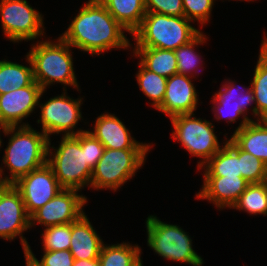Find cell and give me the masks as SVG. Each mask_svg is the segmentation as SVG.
I'll use <instances>...</instances> for the list:
<instances>
[{"mask_svg": "<svg viewBox=\"0 0 267 266\" xmlns=\"http://www.w3.org/2000/svg\"><path fill=\"white\" fill-rule=\"evenodd\" d=\"M206 39V35L200 31L191 41L174 50L178 74L195 77L194 75L198 73L196 67L202 63L199 53L197 54L195 51V47L205 43Z\"/></svg>", "mask_w": 267, "mask_h": 266, "instance_id": "obj_29", "label": "cell"}, {"mask_svg": "<svg viewBox=\"0 0 267 266\" xmlns=\"http://www.w3.org/2000/svg\"><path fill=\"white\" fill-rule=\"evenodd\" d=\"M48 141L47 164L64 189L81 190L90 187L93 170L87 164L86 148L74 136H62L57 148Z\"/></svg>", "mask_w": 267, "mask_h": 266, "instance_id": "obj_5", "label": "cell"}, {"mask_svg": "<svg viewBox=\"0 0 267 266\" xmlns=\"http://www.w3.org/2000/svg\"><path fill=\"white\" fill-rule=\"evenodd\" d=\"M227 80L224 82L225 84L222 85L221 89L217 93H214L211 101L214 104L212 110L215 113L214 118L216 120H221L223 117H225L227 120H229L227 121L228 123L236 122L237 118L242 115V121L237 129H235L236 131L253 121V119L246 115L248 113L247 111L249 110L248 106H252V102L255 104V98L251 87L246 88L244 86L243 90L246 89V91H243L242 93L241 88L238 90L239 88L235 86L236 84H234V82L236 83V81H231L229 79ZM237 91H240L241 94H238Z\"/></svg>", "mask_w": 267, "mask_h": 266, "instance_id": "obj_15", "label": "cell"}, {"mask_svg": "<svg viewBox=\"0 0 267 266\" xmlns=\"http://www.w3.org/2000/svg\"><path fill=\"white\" fill-rule=\"evenodd\" d=\"M142 260L136 266H143Z\"/></svg>", "mask_w": 267, "mask_h": 266, "instance_id": "obj_39", "label": "cell"}, {"mask_svg": "<svg viewBox=\"0 0 267 266\" xmlns=\"http://www.w3.org/2000/svg\"><path fill=\"white\" fill-rule=\"evenodd\" d=\"M122 27L96 0H88L60 36L73 48L99 55L112 49L131 47Z\"/></svg>", "mask_w": 267, "mask_h": 266, "instance_id": "obj_1", "label": "cell"}, {"mask_svg": "<svg viewBox=\"0 0 267 266\" xmlns=\"http://www.w3.org/2000/svg\"><path fill=\"white\" fill-rule=\"evenodd\" d=\"M71 48L61 37L57 42L42 40L32 44L27 55L32 63L34 81L43 90L53 83H61L65 90L66 85L79 89Z\"/></svg>", "mask_w": 267, "mask_h": 266, "instance_id": "obj_3", "label": "cell"}, {"mask_svg": "<svg viewBox=\"0 0 267 266\" xmlns=\"http://www.w3.org/2000/svg\"><path fill=\"white\" fill-rule=\"evenodd\" d=\"M95 121L93 131L88 130V132L106 149H150L152 147L147 143L136 141L115 114L103 113Z\"/></svg>", "mask_w": 267, "mask_h": 266, "instance_id": "obj_17", "label": "cell"}, {"mask_svg": "<svg viewBox=\"0 0 267 266\" xmlns=\"http://www.w3.org/2000/svg\"><path fill=\"white\" fill-rule=\"evenodd\" d=\"M146 12L169 16H185L182 0H145Z\"/></svg>", "mask_w": 267, "mask_h": 266, "instance_id": "obj_35", "label": "cell"}, {"mask_svg": "<svg viewBox=\"0 0 267 266\" xmlns=\"http://www.w3.org/2000/svg\"><path fill=\"white\" fill-rule=\"evenodd\" d=\"M60 96L50 98L46 103H38L41 115L37 121L41 122L42 132L50 140V135L61 134L63 136H75L86 130L80 129L74 131L78 121L82 119L81 104L83 98L73 99L67 96L66 90L63 89Z\"/></svg>", "mask_w": 267, "mask_h": 266, "instance_id": "obj_10", "label": "cell"}, {"mask_svg": "<svg viewBox=\"0 0 267 266\" xmlns=\"http://www.w3.org/2000/svg\"><path fill=\"white\" fill-rule=\"evenodd\" d=\"M44 92L34 81L30 86L0 94V125L9 127L23 123L21 126H29L22 121L33 113Z\"/></svg>", "mask_w": 267, "mask_h": 266, "instance_id": "obj_14", "label": "cell"}, {"mask_svg": "<svg viewBox=\"0 0 267 266\" xmlns=\"http://www.w3.org/2000/svg\"><path fill=\"white\" fill-rule=\"evenodd\" d=\"M250 214L267 215V181L249 184L232 206Z\"/></svg>", "mask_w": 267, "mask_h": 266, "instance_id": "obj_27", "label": "cell"}, {"mask_svg": "<svg viewBox=\"0 0 267 266\" xmlns=\"http://www.w3.org/2000/svg\"><path fill=\"white\" fill-rule=\"evenodd\" d=\"M147 245L158 256L192 266H202L203 258L192 247V239L181 227L162 222L154 215L146 220Z\"/></svg>", "mask_w": 267, "mask_h": 266, "instance_id": "obj_7", "label": "cell"}, {"mask_svg": "<svg viewBox=\"0 0 267 266\" xmlns=\"http://www.w3.org/2000/svg\"><path fill=\"white\" fill-rule=\"evenodd\" d=\"M185 16H169L146 12L140 26L131 34L134 48L176 50L191 41L200 30Z\"/></svg>", "mask_w": 267, "mask_h": 266, "instance_id": "obj_4", "label": "cell"}, {"mask_svg": "<svg viewBox=\"0 0 267 266\" xmlns=\"http://www.w3.org/2000/svg\"><path fill=\"white\" fill-rule=\"evenodd\" d=\"M223 144L222 148L199 168L200 170L204 167L203 177L242 176L238 146L230 138L229 140L225 139Z\"/></svg>", "mask_w": 267, "mask_h": 266, "instance_id": "obj_21", "label": "cell"}, {"mask_svg": "<svg viewBox=\"0 0 267 266\" xmlns=\"http://www.w3.org/2000/svg\"><path fill=\"white\" fill-rule=\"evenodd\" d=\"M40 266H73L74 257L70 250L61 251H45L43 257L39 261L33 254L31 247L26 251Z\"/></svg>", "mask_w": 267, "mask_h": 266, "instance_id": "obj_34", "label": "cell"}, {"mask_svg": "<svg viewBox=\"0 0 267 266\" xmlns=\"http://www.w3.org/2000/svg\"><path fill=\"white\" fill-rule=\"evenodd\" d=\"M114 19L132 34L146 15L145 0H96Z\"/></svg>", "mask_w": 267, "mask_h": 266, "instance_id": "obj_22", "label": "cell"}, {"mask_svg": "<svg viewBox=\"0 0 267 266\" xmlns=\"http://www.w3.org/2000/svg\"><path fill=\"white\" fill-rule=\"evenodd\" d=\"M238 157L240 159V172L246 181L250 184L267 181V165L264 162L239 147Z\"/></svg>", "mask_w": 267, "mask_h": 266, "instance_id": "obj_30", "label": "cell"}, {"mask_svg": "<svg viewBox=\"0 0 267 266\" xmlns=\"http://www.w3.org/2000/svg\"><path fill=\"white\" fill-rule=\"evenodd\" d=\"M3 33L10 42L37 40L44 35L43 15L27 0H0Z\"/></svg>", "mask_w": 267, "mask_h": 266, "instance_id": "obj_9", "label": "cell"}, {"mask_svg": "<svg viewBox=\"0 0 267 266\" xmlns=\"http://www.w3.org/2000/svg\"><path fill=\"white\" fill-rule=\"evenodd\" d=\"M73 266H101V265L99 259H94V260L75 259Z\"/></svg>", "mask_w": 267, "mask_h": 266, "instance_id": "obj_36", "label": "cell"}, {"mask_svg": "<svg viewBox=\"0 0 267 266\" xmlns=\"http://www.w3.org/2000/svg\"><path fill=\"white\" fill-rule=\"evenodd\" d=\"M150 149H106L92 172L90 188L117 191L144 165Z\"/></svg>", "mask_w": 267, "mask_h": 266, "instance_id": "obj_6", "label": "cell"}, {"mask_svg": "<svg viewBox=\"0 0 267 266\" xmlns=\"http://www.w3.org/2000/svg\"><path fill=\"white\" fill-rule=\"evenodd\" d=\"M148 70L169 78L177 74V60L173 50L158 48H133V56Z\"/></svg>", "mask_w": 267, "mask_h": 266, "instance_id": "obj_24", "label": "cell"}, {"mask_svg": "<svg viewBox=\"0 0 267 266\" xmlns=\"http://www.w3.org/2000/svg\"><path fill=\"white\" fill-rule=\"evenodd\" d=\"M13 185L19 190L29 216L63 189L47 163L22 176Z\"/></svg>", "mask_w": 267, "mask_h": 266, "instance_id": "obj_13", "label": "cell"}, {"mask_svg": "<svg viewBox=\"0 0 267 266\" xmlns=\"http://www.w3.org/2000/svg\"><path fill=\"white\" fill-rule=\"evenodd\" d=\"M74 137L80 142L81 148H86L87 164L93 170L103 156L105 147L88 130Z\"/></svg>", "mask_w": 267, "mask_h": 266, "instance_id": "obj_33", "label": "cell"}, {"mask_svg": "<svg viewBox=\"0 0 267 266\" xmlns=\"http://www.w3.org/2000/svg\"><path fill=\"white\" fill-rule=\"evenodd\" d=\"M194 113L177 115L172 118V138L178 140L192 155L200 159L198 168H201L221 146L214 132L213 123L194 117Z\"/></svg>", "mask_w": 267, "mask_h": 266, "instance_id": "obj_8", "label": "cell"}, {"mask_svg": "<svg viewBox=\"0 0 267 266\" xmlns=\"http://www.w3.org/2000/svg\"><path fill=\"white\" fill-rule=\"evenodd\" d=\"M30 229V216L19 190L13 184H2L0 186V238L14 240L20 236L24 252L30 245L25 237L24 231Z\"/></svg>", "mask_w": 267, "mask_h": 266, "instance_id": "obj_11", "label": "cell"}, {"mask_svg": "<svg viewBox=\"0 0 267 266\" xmlns=\"http://www.w3.org/2000/svg\"><path fill=\"white\" fill-rule=\"evenodd\" d=\"M215 0H182L187 19L198 21L202 26L209 22Z\"/></svg>", "mask_w": 267, "mask_h": 266, "instance_id": "obj_32", "label": "cell"}, {"mask_svg": "<svg viewBox=\"0 0 267 266\" xmlns=\"http://www.w3.org/2000/svg\"><path fill=\"white\" fill-rule=\"evenodd\" d=\"M78 192L63 188L30 216V228L36 223L47 228L77 221L85 213L83 207L88 202L87 197Z\"/></svg>", "mask_w": 267, "mask_h": 266, "instance_id": "obj_12", "label": "cell"}, {"mask_svg": "<svg viewBox=\"0 0 267 266\" xmlns=\"http://www.w3.org/2000/svg\"><path fill=\"white\" fill-rule=\"evenodd\" d=\"M230 139L243 151L252 154L267 165V120L249 122L234 131Z\"/></svg>", "mask_w": 267, "mask_h": 266, "instance_id": "obj_20", "label": "cell"}, {"mask_svg": "<svg viewBox=\"0 0 267 266\" xmlns=\"http://www.w3.org/2000/svg\"><path fill=\"white\" fill-rule=\"evenodd\" d=\"M98 259L101 266H136L141 261V248L129 242L103 244Z\"/></svg>", "mask_w": 267, "mask_h": 266, "instance_id": "obj_26", "label": "cell"}, {"mask_svg": "<svg viewBox=\"0 0 267 266\" xmlns=\"http://www.w3.org/2000/svg\"><path fill=\"white\" fill-rule=\"evenodd\" d=\"M192 77L174 74L167 79L162 104L157 108L172 118L177 115L193 113L197 109L198 95Z\"/></svg>", "mask_w": 267, "mask_h": 266, "instance_id": "obj_16", "label": "cell"}, {"mask_svg": "<svg viewBox=\"0 0 267 266\" xmlns=\"http://www.w3.org/2000/svg\"><path fill=\"white\" fill-rule=\"evenodd\" d=\"M45 251L69 250L71 244V223L47 227L42 234Z\"/></svg>", "mask_w": 267, "mask_h": 266, "instance_id": "obj_31", "label": "cell"}, {"mask_svg": "<svg viewBox=\"0 0 267 266\" xmlns=\"http://www.w3.org/2000/svg\"><path fill=\"white\" fill-rule=\"evenodd\" d=\"M259 51L253 80L250 83L255 98V106L251 109L257 120H267V36H264Z\"/></svg>", "mask_w": 267, "mask_h": 266, "instance_id": "obj_23", "label": "cell"}, {"mask_svg": "<svg viewBox=\"0 0 267 266\" xmlns=\"http://www.w3.org/2000/svg\"><path fill=\"white\" fill-rule=\"evenodd\" d=\"M249 184L242 176L203 177V185L196 198L208 200L220 210L232 209Z\"/></svg>", "mask_w": 267, "mask_h": 266, "instance_id": "obj_18", "label": "cell"}, {"mask_svg": "<svg viewBox=\"0 0 267 266\" xmlns=\"http://www.w3.org/2000/svg\"><path fill=\"white\" fill-rule=\"evenodd\" d=\"M24 255L26 259V266H40L35 262V260L27 252H24Z\"/></svg>", "mask_w": 267, "mask_h": 266, "instance_id": "obj_37", "label": "cell"}, {"mask_svg": "<svg viewBox=\"0 0 267 266\" xmlns=\"http://www.w3.org/2000/svg\"><path fill=\"white\" fill-rule=\"evenodd\" d=\"M26 61L29 66L0 60V94L30 86L34 82L33 67L28 55Z\"/></svg>", "mask_w": 267, "mask_h": 266, "instance_id": "obj_25", "label": "cell"}, {"mask_svg": "<svg viewBox=\"0 0 267 266\" xmlns=\"http://www.w3.org/2000/svg\"><path fill=\"white\" fill-rule=\"evenodd\" d=\"M4 135H10L3 155V164L8 167L10 176L3 177L0 168V181L3 184H13L19 178L29 174L47 163L48 137L29 126H9L2 130Z\"/></svg>", "mask_w": 267, "mask_h": 266, "instance_id": "obj_2", "label": "cell"}, {"mask_svg": "<svg viewBox=\"0 0 267 266\" xmlns=\"http://www.w3.org/2000/svg\"><path fill=\"white\" fill-rule=\"evenodd\" d=\"M1 129L3 130L4 127L0 125V132H1ZM1 145H2V139H1V135H0V147H1Z\"/></svg>", "mask_w": 267, "mask_h": 266, "instance_id": "obj_38", "label": "cell"}, {"mask_svg": "<svg viewBox=\"0 0 267 266\" xmlns=\"http://www.w3.org/2000/svg\"><path fill=\"white\" fill-rule=\"evenodd\" d=\"M138 64L140 69L136 79L139 88L152 101L151 106L157 109L163 102L168 78L146 69L140 62Z\"/></svg>", "mask_w": 267, "mask_h": 266, "instance_id": "obj_28", "label": "cell"}, {"mask_svg": "<svg viewBox=\"0 0 267 266\" xmlns=\"http://www.w3.org/2000/svg\"><path fill=\"white\" fill-rule=\"evenodd\" d=\"M104 242L91 225L84 213L77 221L71 223L70 252L74 259H98Z\"/></svg>", "mask_w": 267, "mask_h": 266, "instance_id": "obj_19", "label": "cell"}]
</instances>
